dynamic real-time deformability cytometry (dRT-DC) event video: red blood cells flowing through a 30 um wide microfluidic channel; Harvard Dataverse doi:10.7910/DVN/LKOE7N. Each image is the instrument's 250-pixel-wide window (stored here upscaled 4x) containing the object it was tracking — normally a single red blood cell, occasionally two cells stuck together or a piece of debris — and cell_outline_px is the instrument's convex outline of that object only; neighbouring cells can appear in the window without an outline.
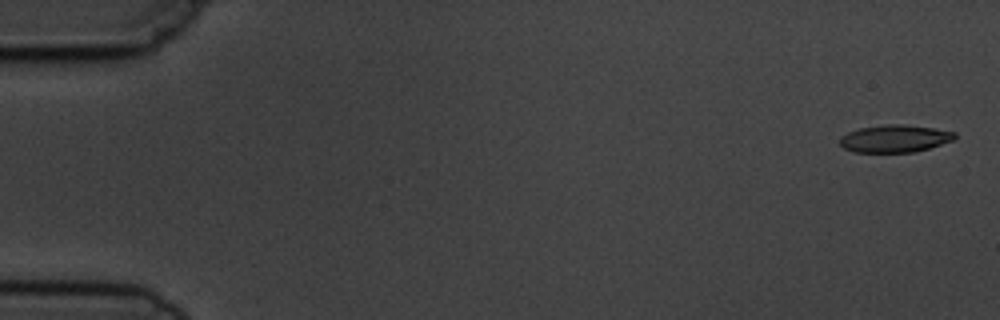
{"species": "common noctule bat (a hibernating species)", "species_latin": "Nyctalus noctula", "temperature_condition": "cold", "stored_images_in_passage": 5, "camera_frame_rate_fps": 3000, "um_per_image_px": 0.085, "animal": {"sex": "male", "body_mass_g": 19.5, "forearm_length_mm": 54.6}, "frame": {"image": 1, "passage_image": 1, "time_ms": 0.0, "image_size_px": [1000, 320], "cell_outline_px": [[956, 136], [952, 140], [928, 148], [912, 152], [852, 152], [844, 148], [840, 144], [840, 136], [848, 132], [860, 128], [888, 124], [904, 124], [932, 128], [956, 132]], "centroid_in_image_um": [76.02, 11.78], "position_along_channel_um": 9.0, "area_um2": 18.21}}
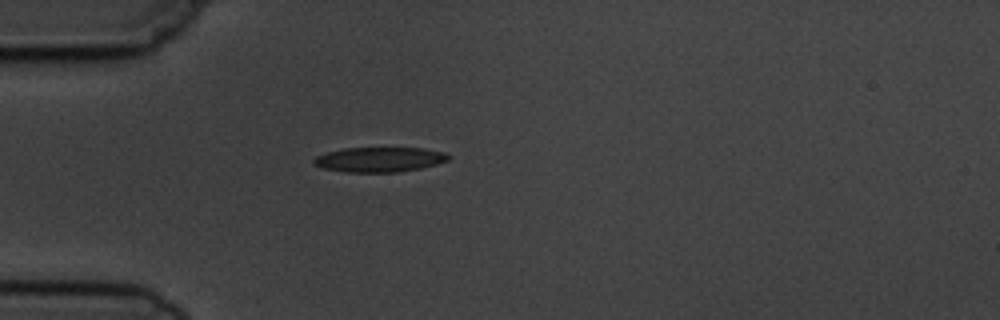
{"frame": {"image": 2, "passage_image": 5, "time_ms": 4.667, "image_size_px": [1000, 320], "cell_outline_px": [[452, 156], [448, 160], [436, 164], [420, 168], [396, 172], [348, 172], [324, 168], [312, 164], [312, 160], [316, 156], [328, 152], [344, 148], [424, 148], [444, 152]], "centroid_in_image_um": [32.26, 13.55], "position_along_channel_um": 52.7, "area_um2": 19.42}}